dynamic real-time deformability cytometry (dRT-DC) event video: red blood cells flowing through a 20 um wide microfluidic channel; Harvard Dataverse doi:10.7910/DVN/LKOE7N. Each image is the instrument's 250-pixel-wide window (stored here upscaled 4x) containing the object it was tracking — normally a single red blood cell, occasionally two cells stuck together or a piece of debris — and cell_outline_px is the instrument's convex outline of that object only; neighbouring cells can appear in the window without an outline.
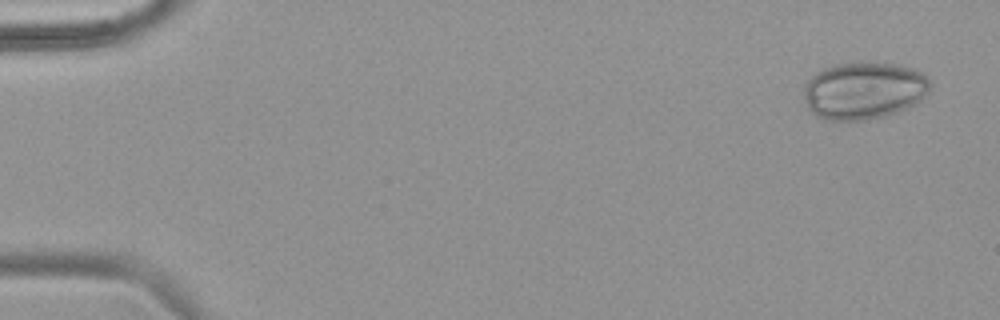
{"species": "common noctule bat (a hibernating species)", "species_latin": "Nyctalus noctula", "temperature_condition": "warm", "stored_images_in_passage": 14, "camera_frame_rate_fps": 3000, "um_per_image_px": 0.085, "animal": {"sex": "female", "body_mass_g": 18.4}, "frame": {"image": 1, "passage_image": 3, "time_ms": 0.667, "image_size_px": [1000, 320], "cell_outline_px": [[932, 84], [928, 92], [920, 100], [896, 112], [884, 116], [864, 120], [828, 120], [812, 112], [808, 108], [804, 100], [804, 84], [816, 72], [832, 64], [856, 60], [900, 64], [912, 68], [928, 76]], "centroid_in_image_um": [73.42, 7.65], "position_along_channel_um": 11.6, "area_um2": 42.77}}